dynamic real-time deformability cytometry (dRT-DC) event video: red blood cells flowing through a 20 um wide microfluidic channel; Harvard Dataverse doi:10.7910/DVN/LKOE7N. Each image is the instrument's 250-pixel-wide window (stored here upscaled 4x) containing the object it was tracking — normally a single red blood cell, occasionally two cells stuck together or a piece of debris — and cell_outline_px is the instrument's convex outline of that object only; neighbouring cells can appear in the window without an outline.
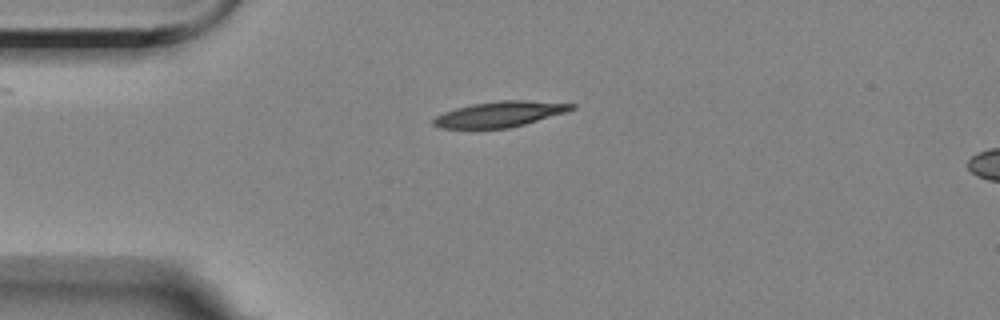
{"species": "Egyptian fruit bat (a non-hibernating species)", "species_latin": "Rousettus aegyptiacus", "temperature_condition": "room temperature", "stored_images_in_passage": 3, "camera_frame_rate_fps": 3000, "um_per_image_px": 0.085, "animal": {"sex": "female"}, "frame": {"image": 1, "passage_image": 1, "time_ms": 0.0, "image_size_px": [1000, 320], "cell_outline_px": [[576, 108], [564, 112], [524, 124], [508, 128], [440, 128], [432, 124], [432, 120], [436, 116], [444, 112], [456, 108], [472, 104], [496, 100], [524, 100], [576, 104]], "centroid_in_image_um": [42.44, 9.69], "position_along_channel_um": 42.6, "area_um2": 20.35}}
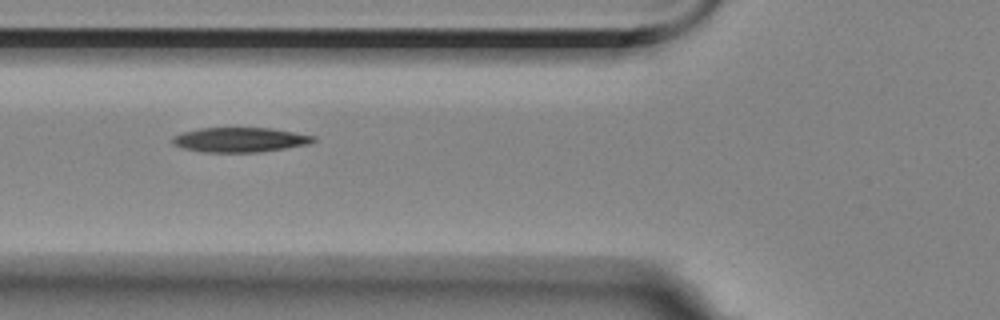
{"frame": {"image": 2, "passage_image": 3, "time_ms": 2.333, "image_size_px": [1000, 320], "cell_outline_px": [[316, 140], [308, 144], [284, 148], [256, 152], [200, 152], [180, 148], [172, 144], [172, 136], [184, 132], [200, 128], [272, 128], [316, 136]], "centroid_in_image_um": [20.35, 11.88], "position_along_channel_um": 105.4, "area_um2": 20.29}}